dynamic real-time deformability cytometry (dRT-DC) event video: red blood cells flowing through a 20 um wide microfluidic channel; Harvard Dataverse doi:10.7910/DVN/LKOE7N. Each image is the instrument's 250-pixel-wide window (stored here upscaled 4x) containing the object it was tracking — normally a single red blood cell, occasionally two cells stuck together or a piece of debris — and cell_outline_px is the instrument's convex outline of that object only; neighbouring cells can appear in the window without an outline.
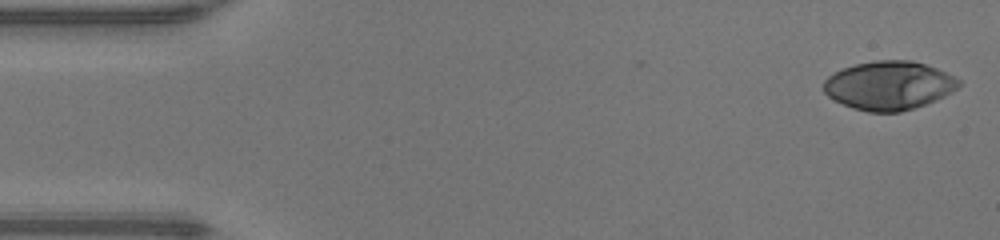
{"species": "human", "species_latin": "Homo sapiens", "temperature_condition": "warm", "stored_images_in_passage": 48, "camera_frame_rate_fps": 3000, "um_per_image_px": 0.085, "donor": {"sex": "male"}, "frame": {"image": 1, "passage_image": 1, "time_ms": 0.0, "image_size_px": [1000, 240], "cell_outline_px": [[960, 84], [956, 88], [944, 96], [936, 100], [900, 112], [868, 112], [844, 104], [828, 96], [824, 92], [824, 80], [828, 76], [844, 68], [856, 64], [876, 60], [912, 60], [936, 68], [960, 80]], "centroid_in_image_um": [75.55, 7.26], "position_along_channel_um": 9.4, "area_um2": 37.8}}
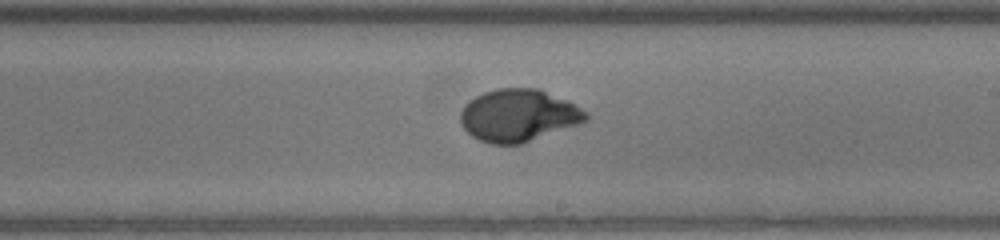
{"frame": {"image": 2, "passage_image": 27, "time_ms": 8.667, "image_size_px": [1000, 240], "cell_outline_px": [[588, 120], [580, 124], [520, 144], [492, 144], [480, 140], [472, 136], [460, 124], [460, 112], [464, 104], [468, 100], [484, 92], [496, 88], [540, 88], [588, 112]], "centroid_in_image_um": [44.04, 9.81], "position_along_channel_um": 245.0, "area_um2": 38.21}}
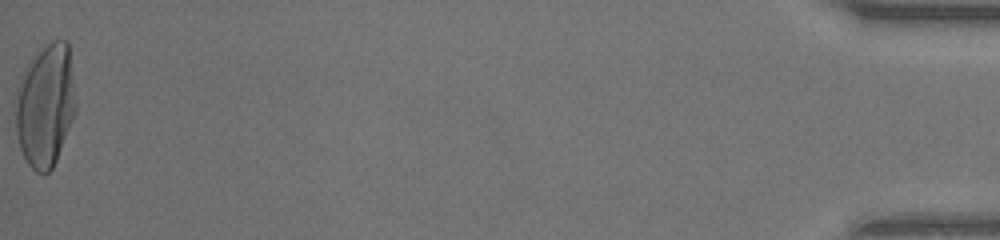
{"frame": {"image": 3, "passage_image": 48, "time_ms": 15.667, "image_size_px": [1000, 240], "cell_outline_px": [[76, 112], [56, 160], [52, 168], [48, 172], [36, 172], [28, 164], [20, 148], [16, 132], [16, 104], [24, 68], [32, 56], [52, 40], [64, 40], [68, 44], [76, 104]], "centroid_in_image_um": [3.87, 8.96], "position_along_channel_um": 431.3, "area_um2": 42.54}, "authors_computed_cell_mechanics": {"area_um2": 37.859, "velocity_mm_per_s": 4.2483, "shape_relaxation_time_tau1_ms": 4.3815, "shape_relaxation_time_tau2_ms": null, "deformation_change_tau1": 0.2709, "deformation_change_tau2": null}}